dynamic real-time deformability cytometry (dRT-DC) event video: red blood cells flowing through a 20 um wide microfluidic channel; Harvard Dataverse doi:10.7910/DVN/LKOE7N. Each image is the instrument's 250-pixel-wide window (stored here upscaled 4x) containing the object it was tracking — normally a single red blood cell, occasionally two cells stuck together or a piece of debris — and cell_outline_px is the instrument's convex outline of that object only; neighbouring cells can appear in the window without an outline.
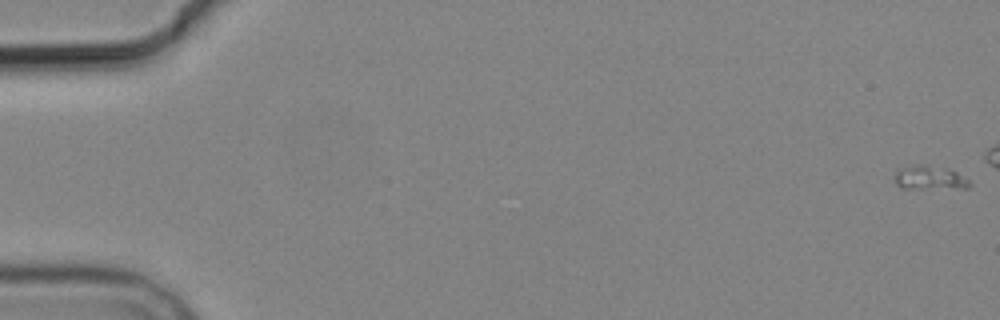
{"species": "common noctule bat (a hibernating species)", "species_latin": "Nyctalus noctula", "temperature_condition": "cold", "stored_images_in_passage": 8, "camera_frame_rate_fps": 3000, "um_per_image_px": 0.085, "animal": {"sex": "male", "body_mass_g": 19.2, "forearm_length_mm": 51.8}, "frame": {"image": 1, "passage_image": 1, "time_ms": 0.0, "image_size_px": [1000, 320], "cell_outline_px": [[972, 184], [968, 188], [904, 188], [896, 184], [896, 168], [916, 164], [928, 164], [948, 168], [956, 172], [968, 180]], "centroid_in_image_um": [79.02, 15.08], "position_along_channel_um": 6.0, "area_um2": 10.52}}
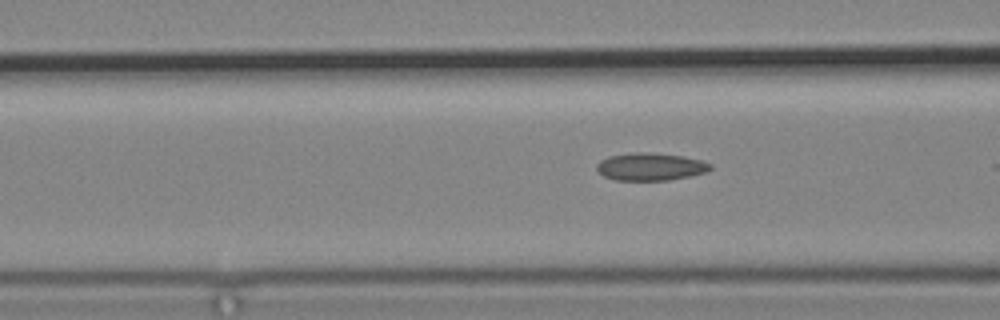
{"frame": {"image": 2, "passage_image": 8, "time_ms": 9.0, "image_size_px": [1000, 320], "cell_outline_px": [[712, 168], [704, 172], [688, 176], [668, 180], [616, 180], [604, 176], [596, 168], [596, 164], [600, 160], [608, 156], [632, 152], [648, 152], [684, 156], [700, 160], [712, 164]], "centroid_in_image_um": [55.26, 14.15], "position_along_channel_um": 111.3, "area_um2": 18.21}}